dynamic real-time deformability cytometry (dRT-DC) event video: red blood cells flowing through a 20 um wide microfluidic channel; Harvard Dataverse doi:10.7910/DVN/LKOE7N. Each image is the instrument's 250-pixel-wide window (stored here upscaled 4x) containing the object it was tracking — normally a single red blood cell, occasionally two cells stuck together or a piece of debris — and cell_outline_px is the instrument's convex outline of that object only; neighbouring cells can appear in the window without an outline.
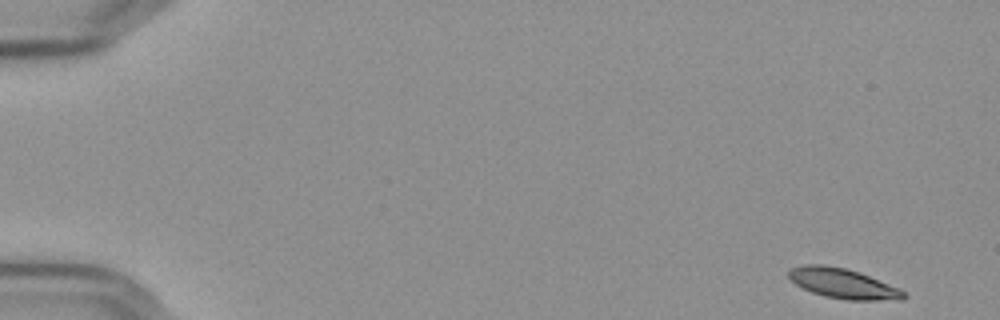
{"species": "Egyptian fruit bat (a non-hibernating species)", "species_latin": "Rousettus aegyptiacus", "temperature_condition": "cold", "stored_images_in_passage": 17, "camera_frame_rate_fps": 3000, "um_per_image_px": 0.085, "frame": {"image": 1, "passage_image": 1, "time_ms": 0.0, "image_size_px": [1000, 320], "cell_outline_px": [[908, 296], [904, 300], [848, 300], [824, 296], [812, 292], [796, 284], [788, 276], [788, 268], [804, 264], [824, 264], [844, 268], [860, 272], [900, 288]], "centroid_in_image_um": [71.68, 24.09], "position_along_channel_um": 13.3, "area_um2": 20.29}}